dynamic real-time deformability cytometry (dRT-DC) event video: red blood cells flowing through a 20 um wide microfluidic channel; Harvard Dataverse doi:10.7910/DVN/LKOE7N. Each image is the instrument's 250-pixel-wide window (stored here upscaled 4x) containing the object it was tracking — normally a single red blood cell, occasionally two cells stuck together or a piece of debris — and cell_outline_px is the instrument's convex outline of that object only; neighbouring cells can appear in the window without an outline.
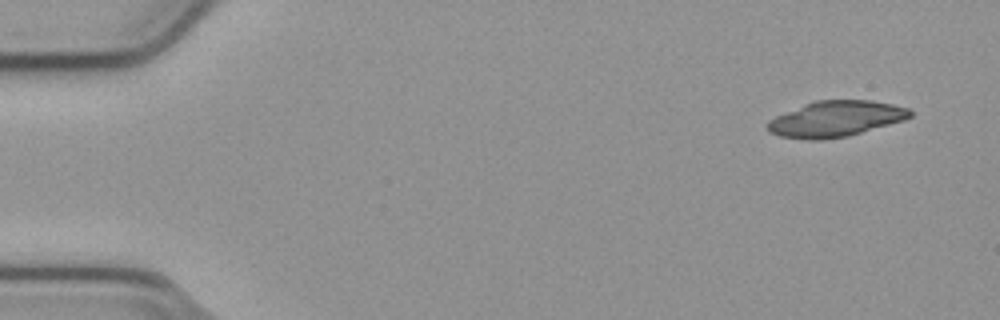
{"species": "common noctule bat (a hibernating species)", "species_latin": "Nyctalus noctula", "temperature_condition": "cold", "stored_images_in_passage": 22, "camera_frame_rate_fps": 3000, "um_per_image_px": 0.085, "animal": {"sex": "male", "body_mass_g": 23.1, "forearm_length_mm": 52.7}, "frame": {"image": 1, "passage_image": 1, "time_ms": 0.0, "image_size_px": [1000, 320], "cell_outline_px": [[912, 116], [904, 120], [848, 136], [820, 140], [808, 140], [780, 136], [768, 132], [768, 120], [776, 116], [804, 104], [816, 100], [872, 100], [892, 104], [908, 108], [912, 112]], "centroid_in_image_um": [71.03, 10.1], "position_along_channel_um": 14.0, "area_um2": 29.65}}